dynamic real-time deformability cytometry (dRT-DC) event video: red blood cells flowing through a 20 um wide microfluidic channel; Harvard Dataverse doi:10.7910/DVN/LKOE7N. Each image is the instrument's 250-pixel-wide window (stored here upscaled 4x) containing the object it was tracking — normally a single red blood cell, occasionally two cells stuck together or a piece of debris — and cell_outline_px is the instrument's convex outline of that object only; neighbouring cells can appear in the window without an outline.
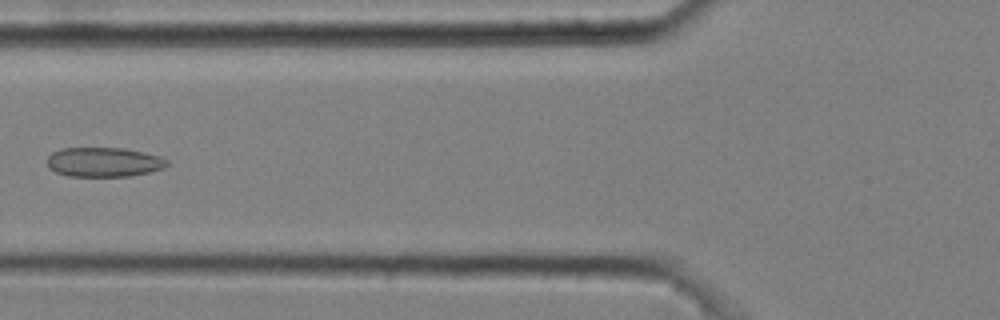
{"species": "common noctule bat (a hibernating species)", "species_latin": "Nyctalus noctula", "temperature_condition": "cold", "stored_images_in_passage": 6, "camera_frame_rate_fps": 3000, "um_per_image_px": 0.085, "animal": {"sex": "male", "body_mass_g": 20.4}, "frame": {"image": 1, "passage_image": 5, "time_ms": 1.333, "image_size_px": [1000, 320], "cell_outline_px": [[168, 164], [164, 168], [148, 172], [128, 176], [68, 176], [56, 172], [48, 168], [48, 156], [52, 152], [60, 148], [124, 148], [144, 152], [160, 156], [168, 160]], "centroid_in_image_um": [8.82, 13.77], "position_along_channel_um": 117.0, "area_um2": 20.63}}
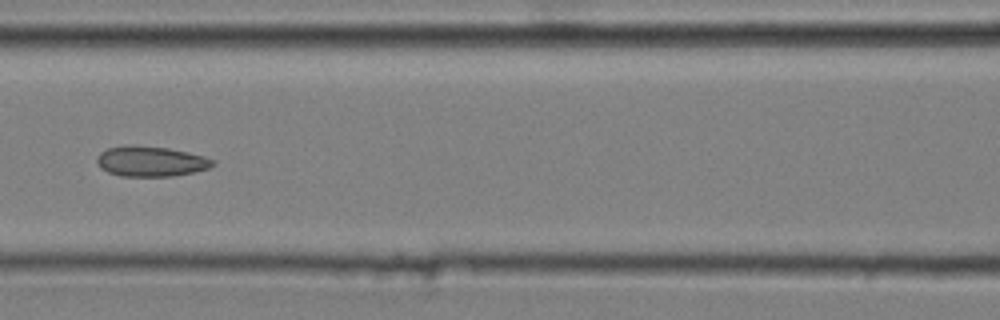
{"frame": {"image": 2, "passage_image": 6, "time_ms": 1.667, "image_size_px": [1000, 320], "cell_outline_px": [[216, 164], [208, 168], [192, 172], [172, 176], [120, 176], [108, 172], [100, 168], [96, 160], [96, 156], [100, 152], [108, 148], [128, 144], [132, 144], [168, 148], [188, 152], [204, 156], [216, 160]], "centroid_in_image_um": [12.8, 13.7], "position_along_channel_um": 153.8, "area_um2": 20.63}}